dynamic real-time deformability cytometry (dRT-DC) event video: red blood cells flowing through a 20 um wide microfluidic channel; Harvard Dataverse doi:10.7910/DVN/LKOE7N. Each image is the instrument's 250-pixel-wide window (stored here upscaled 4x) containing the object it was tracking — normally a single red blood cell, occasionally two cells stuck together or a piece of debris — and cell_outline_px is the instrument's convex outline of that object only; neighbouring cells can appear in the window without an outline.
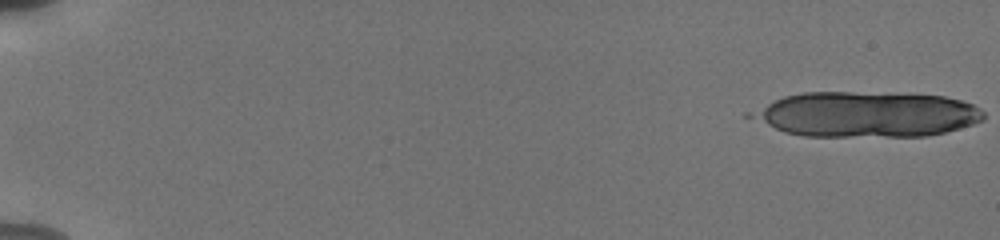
{"species": "human", "species_latin": "Homo sapiens", "temperature_condition": "cold", "stored_images_in_passage": 18, "camera_frame_rate_fps": 3000, "um_per_image_px": 0.085, "donor": {"sex": "male"}, "frame": {"image": 1, "passage_image": 1, "time_ms": 0.0, "image_size_px": [1000, 240], "cell_outline_px": [[984, 120], [960, 128], [944, 132], [924, 136], [804, 136], [784, 132], [744, 116], [744, 112], [784, 96], [804, 92], [852, 92], [944, 96], [960, 100], [972, 104], [980, 108], [984, 112]], "centroid_in_image_um": [73.56, 9.72], "position_along_channel_um": 11.4, "area_um2": 61.5}}